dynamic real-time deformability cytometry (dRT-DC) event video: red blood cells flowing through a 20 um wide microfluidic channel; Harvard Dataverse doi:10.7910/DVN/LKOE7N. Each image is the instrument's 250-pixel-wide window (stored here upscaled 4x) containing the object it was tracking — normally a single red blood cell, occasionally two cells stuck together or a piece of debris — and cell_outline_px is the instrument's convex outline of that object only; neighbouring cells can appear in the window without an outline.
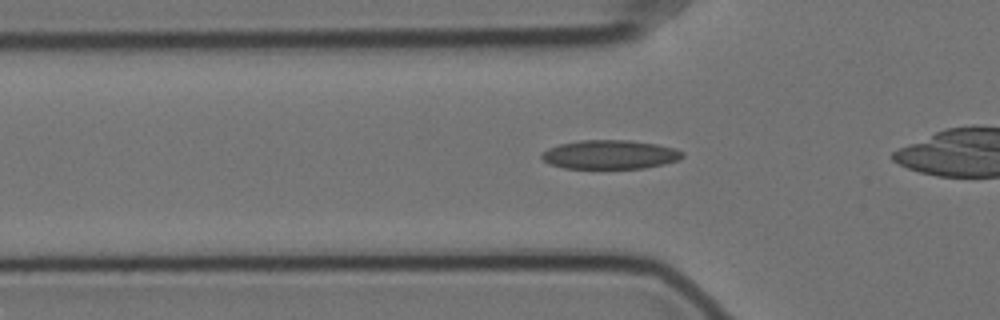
{"species": "Egyptian fruit bat (a non-hibernating species)", "species_latin": "Rousettus aegyptiacus", "temperature_condition": "cold", "stored_images_in_passage": 33, "camera_frame_rate_fps": 3000, "um_per_image_px": 0.085, "animal": {"sex": "female"}, "frame": {"image": 1, "passage_image": 6, "time_ms": 1.667, "image_size_px": [1000, 320], "cell_outline_px": [[684, 156], [680, 160], [664, 164], [644, 168], [564, 168], [548, 164], [540, 156], [540, 152], [548, 148], [560, 144], [580, 140], [632, 140], [656, 144], [676, 148], [684, 152]], "centroid_in_image_um": [51.85, 13.13], "position_along_channel_um": 73.9, "area_um2": 23.99}}
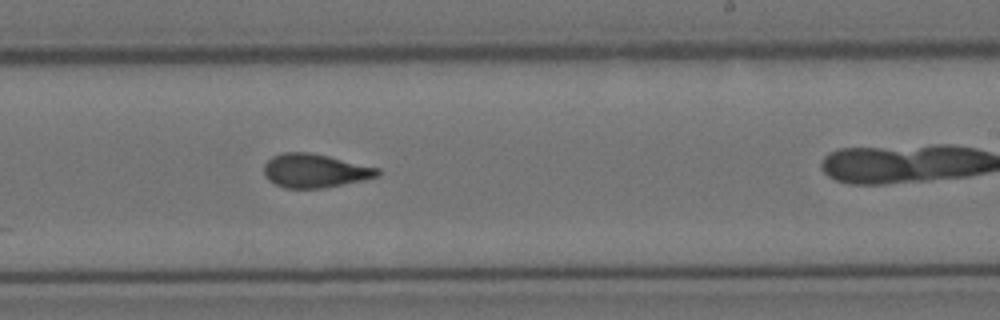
{"frame": {"image": 2, "passage_image": 22, "time_ms": 7.0, "image_size_px": [1000, 320], "cell_outline_px": [[380, 176], [364, 180], [324, 188], [284, 188], [268, 180], [264, 176], [264, 164], [272, 156], [284, 152], [308, 152], [328, 156], [380, 168]], "centroid_in_image_um": [26.77, 14.51], "position_along_channel_um": 262.2, "area_um2": 22.43}}
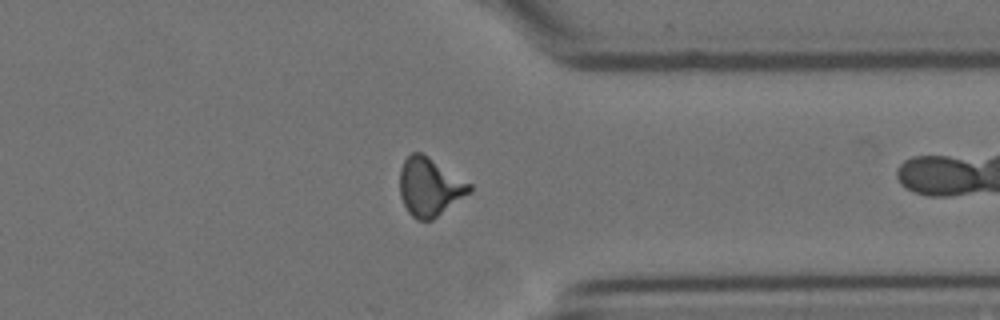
{"frame": {"image": 3, "passage_image": 32, "time_ms": 10.333, "image_size_px": [1000, 320], "cell_outline_px": [[472, 192], [432, 220], [416, 220], [408, 212], [400, 196], [400, 168], [404, 160], [412, 152], [420, 152], [428, 156], [472, 184]], "centroid_in_image_um": [36.53, 15.89], "position_along_channel_um": 374.9, "area_um2": 23.76}}